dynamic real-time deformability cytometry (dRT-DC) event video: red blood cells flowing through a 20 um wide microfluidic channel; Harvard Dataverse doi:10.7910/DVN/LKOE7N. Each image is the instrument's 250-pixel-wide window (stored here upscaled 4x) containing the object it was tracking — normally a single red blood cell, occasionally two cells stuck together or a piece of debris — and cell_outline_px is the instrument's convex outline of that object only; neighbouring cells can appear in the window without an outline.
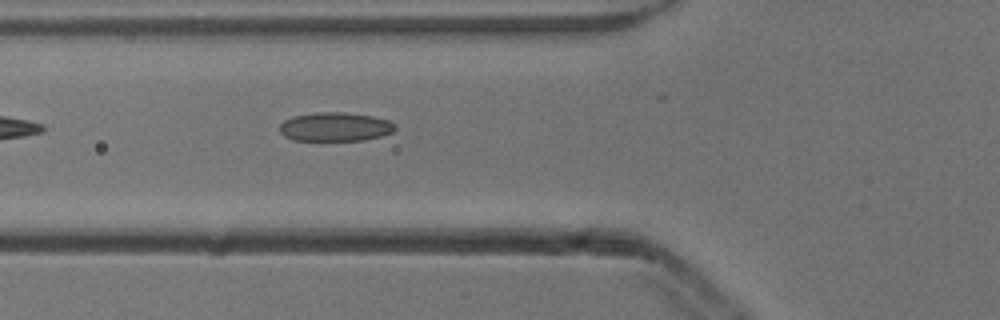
{"species": "common noctule bat (a hibernating species)", "species_latin": "Nyctalus noctula", "temperature_condition": "cold", "stored_images_in_passage": 7, "camera_frame_rate_fps": 3000, "um_per_image_px": 0.085, "animal": {"sex": "male", "body_mass_g": 13.3}, "frame": {"image": 1, "passage_image": 2, "time_ms": 0.333, "image_size_px": [1000, 320], "cell_outline_px": [[396, 128], [392, 132], [380, 136], [364, 140], [292, 140], [284, 136], [280, 132], [280, 124], [284, 120], [292, 116], [316, 112], [344, 112], [372, 116], [388, 120], [396, 124]], "centroid_in_image_um": [28.47, 10.77], "position_along_channel_um": 97.3, "area_um2": 19.48}}